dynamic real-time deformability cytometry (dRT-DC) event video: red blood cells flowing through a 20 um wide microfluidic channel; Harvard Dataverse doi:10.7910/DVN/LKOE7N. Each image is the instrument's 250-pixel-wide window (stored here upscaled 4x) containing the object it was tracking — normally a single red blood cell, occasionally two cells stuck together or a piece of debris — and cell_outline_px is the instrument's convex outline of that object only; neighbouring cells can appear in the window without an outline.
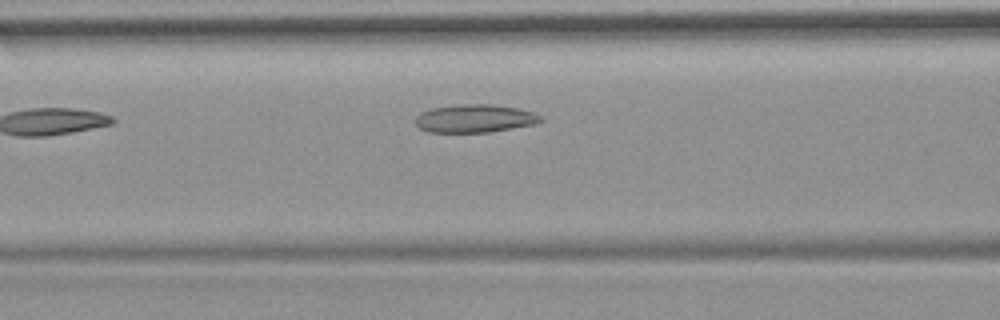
{"species": "common noctule bat (a hibernating species)", "species_latin": "Nyctalus noctula", "temperature_condition": "room temperature", "stored_images_in_passage": 5, "camera_frame_rate_fps": 3000, "um_per_image_px": 0.085, "animal": {"sex": "female", "body_mass_g": 19.9}, "frame": {"image": 1, "passage_image": 5, "time_ms": 4.667, "image_size_px": [1000, 320], "cell_outline_px": [[544, 120], [536, 124], [488, 132], [428, 132], [420, 128], [416, 124], [416, 116], [420, 112], [432, 108], [464, 104], [492, 104], [520, 108], [532, 112], [540, 116]], "centroid_in_image_um": [40.37, 10.07], "position_along_channel_um": 126.2, "area_um2": 20.46}}